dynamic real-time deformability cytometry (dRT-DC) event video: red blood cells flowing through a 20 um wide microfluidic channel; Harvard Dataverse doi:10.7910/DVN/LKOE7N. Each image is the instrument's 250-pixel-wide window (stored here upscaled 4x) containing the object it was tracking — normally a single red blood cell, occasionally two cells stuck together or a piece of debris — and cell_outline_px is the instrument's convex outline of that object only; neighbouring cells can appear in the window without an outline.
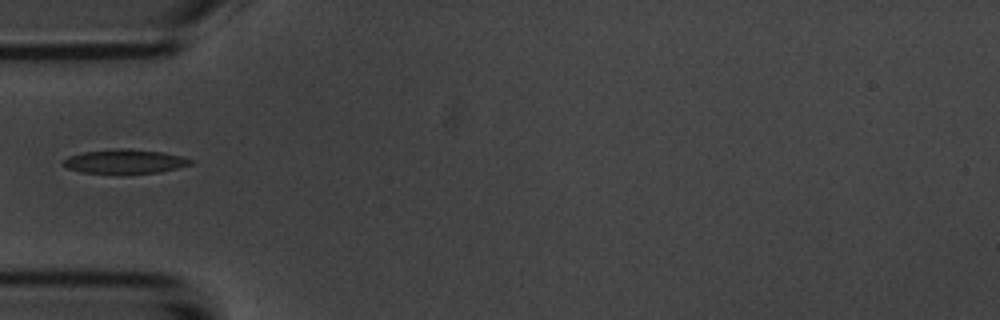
{"species": "common noctule bat (a hibernating species)", "species_latin": "Nyctalus noctula", "temperature_condition": "room temperature", "stored_images_in_passage": 2, "camera_frame_rate_fps": 3000, "um_per_image_px": 0.085, "animal": {"sex": "male", "body_mass_g": 20.1, "forearm_length_mm": 53.5}, "frame": {"image": 1, "passage_image": 1, "time_ms": 0.0, "image_size_px": [1000, 320], "cell_outline_px": [[192, 164], [160, 172], [120, 176], [84, 172], [68, 168], [64, 164], [64, 160], [68, 156], [84, 152], [116, 148], [128, 148], [164, 152], [180, 156], [192, 160]], "centroid_in_image_um": [10.62, 13.75], "position_along_channel_um": 74.4, "area_um2": 18.44}}